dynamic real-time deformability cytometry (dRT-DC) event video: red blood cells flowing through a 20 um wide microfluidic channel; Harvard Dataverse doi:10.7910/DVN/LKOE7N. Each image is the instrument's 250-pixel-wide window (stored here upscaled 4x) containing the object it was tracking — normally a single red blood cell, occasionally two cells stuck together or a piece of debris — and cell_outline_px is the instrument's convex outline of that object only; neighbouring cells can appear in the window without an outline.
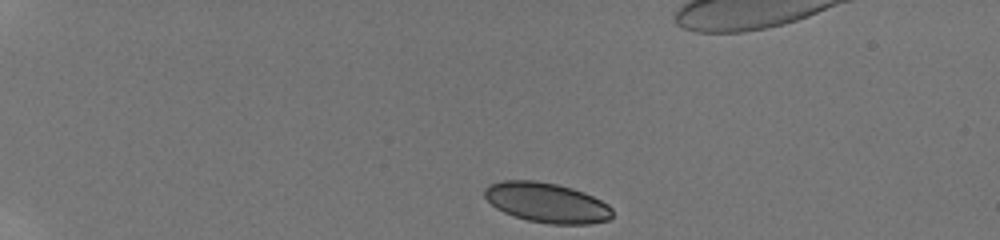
{"species": "human", "species_latin": "Homo sapiens", "temperature_condition": "room temperature", "stored_images_in_passage": 14, "camera_frame_rate_fps": 3000, "um_per_image_px": 0.085, "donor": {"sex": "male"}, "frame": {"image": 1, "passage_image": 1, "time_ms": 0.0, "image_size_px": [1000, 240], "cell_outline_px": [[612, 216], [608, 220], [588, 224], [548, 224], [528, 220], [504, 212], [496, 208], [484, 196], [484, 188], [488, 184], [504, 180], [536, 180], [556, 184], [572, 188], [584, 192], [608, 204], [612, 208]], "centroid_in_image_um": [46.47, 17.22], "position_along_channel_um": 38.5, "area_um2": 29.71}}
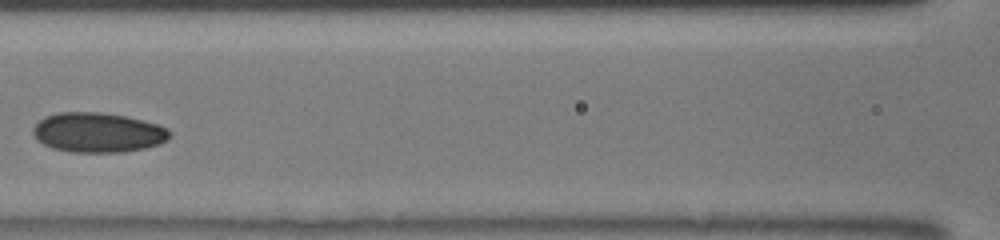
{"frame": {"image": 2, "passage_image": 7, "time_ms": 5.0, "image_size_px": [1000, 240], "cell_outline_px": [[172, 136], [168, 140], [160, 144], [144, 148], [124, 152], [72, 152], [52, 148], [36, 140], [32, 132], [32, 128], [44, 116], [60, 112], [100, 112], [124, 116], [160, 124], [168, 128], [172, 132]], "centroid_in_image_um": [8.35, 11.26], "position_along_channel_um": 158.3, "area_um2": 31.96}}
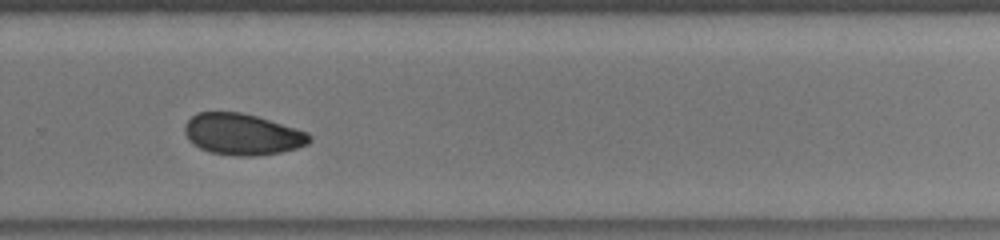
{"frame": {"image": 3, "passage_image": 13, "time_ms": 8.667, "image_size_px": [1000, 240], "cell_outline_px": [[312, 140], [308, 144], [296, 148], [280, 152], [256, 156], [236, 156], [208, 152], [192, 144], [188, 140], [184, 132], [184, 124], [196, 112], [240, 112], [256, 116], [296, 128], [308, 132], [312, 136]], "centroid_in_image_um": [20.58, 11.42], "position_along_channel_um": 309.2, "area_um2": 30.23}}